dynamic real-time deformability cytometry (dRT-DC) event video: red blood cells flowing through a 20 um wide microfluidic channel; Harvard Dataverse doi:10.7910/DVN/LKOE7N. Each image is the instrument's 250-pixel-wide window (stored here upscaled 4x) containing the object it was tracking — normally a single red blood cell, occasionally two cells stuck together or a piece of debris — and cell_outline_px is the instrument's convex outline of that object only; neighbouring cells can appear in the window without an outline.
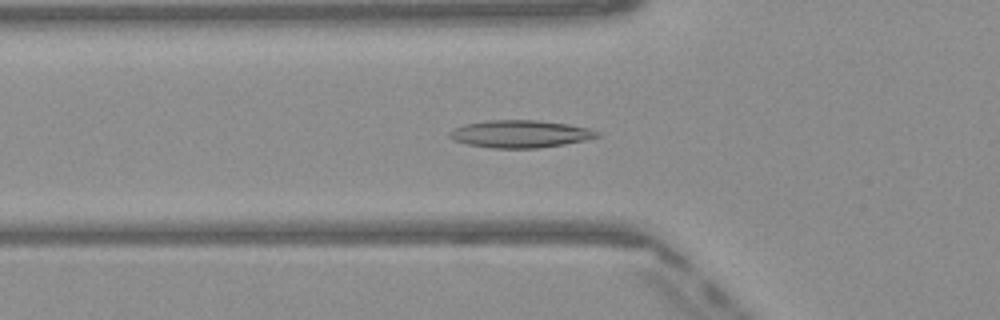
{"species": "Egyptian fruit bat (a non-hibernating species)", "species_latin": "Rousettus aegyptiacus", "temperature_condition": "warm", "stored_images_in_passage": 40, "camera_frame_rate_fps": 3000, "um_per_image_px": 0.085, "frame": {"image": 1, "passage_image": 8, "time_ms": 2.333, "image_size_px": [1000, 320], "cell_outline_px": [[600, 136], [584, 140], [564, 144], [536, 148], [492, 148], [468, 144], [452, 140], [448, 136], [448, 132], [452, 128], [464, 124], [484, 120], [536, 120], [568, 124], [588, 128], [600, 132]], "centroid_in_image_um": [44.16, 11.37], "position_along_channel_um": 81.6, "area_um2": 23.7}}
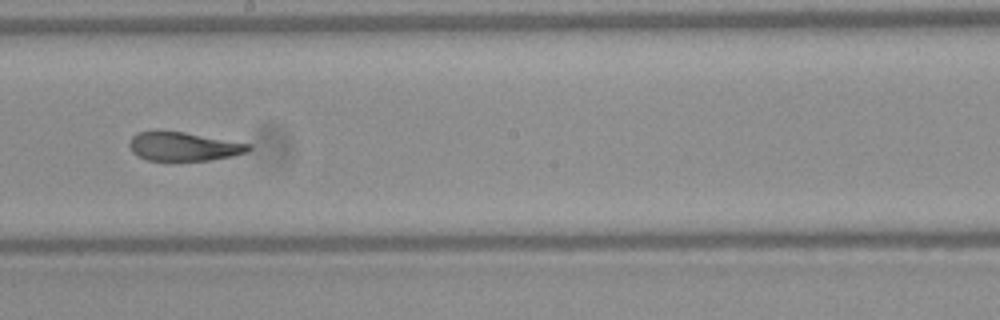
{"frame": {"image": 2, "passage_image": 19, "time_ms": 6.0, "image_size_px": [1000, 320], "cell_outline_px": [[252, 148], [248, 152], [232, 156], [208, 160], [148, 160], [132, 152], [128, 144], [132, 136], [136, 132], [156, 128], [184, 132], [252, 144]], "centroid_in_image_um": [15.57, 12.41], "position_along_channel_um": 232.6, "area_um2": 20.4}}
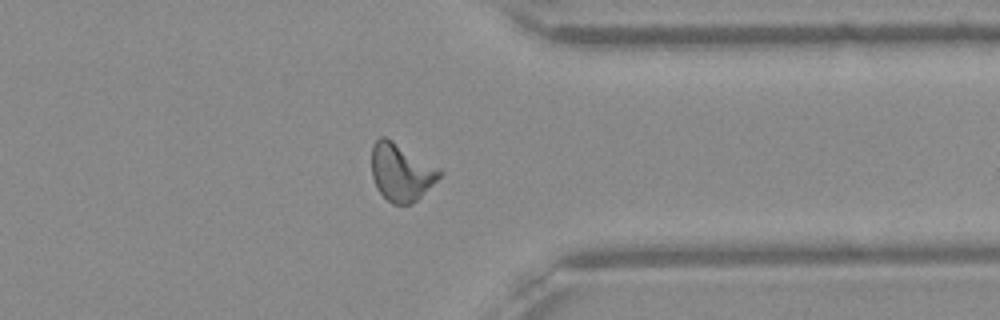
{"frame": {"image": 3, "passage_image": 30, "time_ms": 9.667, "image_size_px": [1000, 320], "cell_outline_px": [[444, 172], [412, 204], [392, 204], [376, 188], [372, 176], [372, 144], [380, 136], [384, 136], [392, 140], [440, 168]], "centroid_in_image_um": [34.08, 14.62], "position_along_channel_um": 377.3, "area_um2": 22.54}, "authors_computed_cell_mechanics": {"area_um2": 21.7617, "velocity_mm_per_s": 4.0962, "shape_relaxation_time_tau1_ms": 7.0844, "shape_relaxation_time_tau2_ms": 0.9896, "deformation_change_tau1": 0.2207, "deformation_change_tau2": 0.0836}}